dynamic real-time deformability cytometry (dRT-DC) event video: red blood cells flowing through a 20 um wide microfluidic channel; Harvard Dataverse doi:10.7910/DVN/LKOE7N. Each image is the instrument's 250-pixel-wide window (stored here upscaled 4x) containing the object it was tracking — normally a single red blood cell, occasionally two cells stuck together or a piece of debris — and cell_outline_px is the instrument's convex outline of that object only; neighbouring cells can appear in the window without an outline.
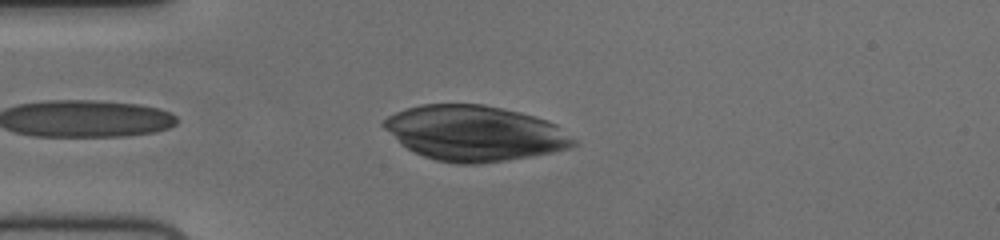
{"species": "human", "species_latin": "Homo sapiens", "temperature_condition": "cold", "stored_images_in_passage": 40, "camera_frame_rate_fps": 3000, "um_per_image_px": 0.085, "donor": {"sex": "female"}, "frame": {"image": 1, "passage_image": 3, "time_ms": 0.667, "image_size_px": [1000, 240], "cell_outline_px": [[576, 144], [568, 148], [552, 152], [480, 164], [456, 164], [436, 160], [412, 152], [400, 144], [380, 124], [388, 116], [404, 108], [420, 104], [484, 104], [520, 112], [556, 124], [576, 140]], "centroid_in_image_um": [40.28, 11.32], "position_along_channel_um": 44.7, "area_um2": 60.98}}
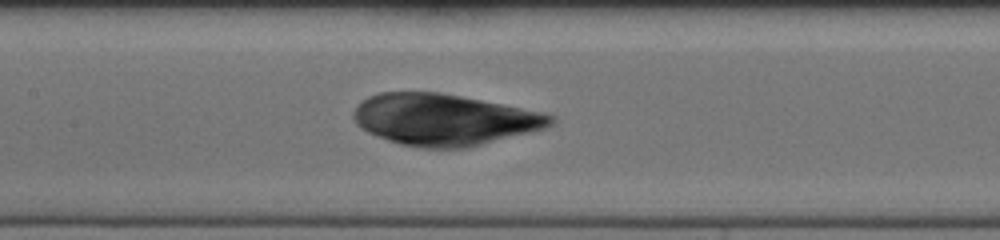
{"frame": {"image": 2, "passage_image": 15, "time_ms": 4.667, "image_size_px": [1000, 240], "cell_outline_px": [[552, 124], [544, 128], [464, 148], [424, 148], [400, 144], [388, 140], [368, 132], [360, 128], [356, 124], [352, 116], [352, 112], [368, 96], [380, 92], [440, 92], [540, 112], [552, 116]], "centroid_in_image_um": [37.65, 10.16], "position_along_channel_um": 169.7, "area_um2": 58.09}}
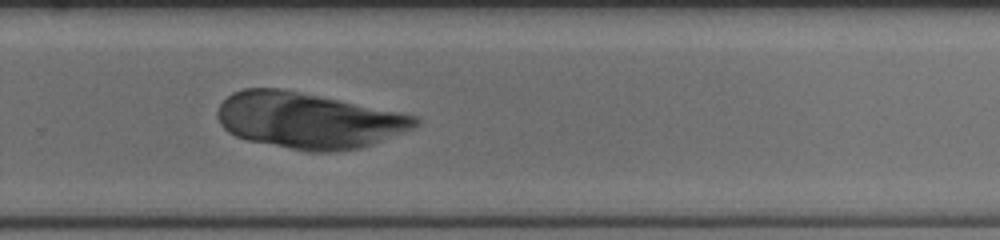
{"frame": {"image": 3, "passage_image": 26, "time_ms": 8.333, "image_size_px": [1000, 240], "cell_outline_px": [[420, 124], [412, 128], [372, 144], [360, 148], [332, 152], [308, 152], [248, 140], [236, 136], [228, 132], [220, 124], [216, 116], [216, 112], [220, 104], [232, 92], [244, 88], [284, 88], [416, 116], [420, 120]], "centroid_in_image_um": [26.15, 10.23], "position_along_channel_um": 303.6, "area_um2": 64.27}}